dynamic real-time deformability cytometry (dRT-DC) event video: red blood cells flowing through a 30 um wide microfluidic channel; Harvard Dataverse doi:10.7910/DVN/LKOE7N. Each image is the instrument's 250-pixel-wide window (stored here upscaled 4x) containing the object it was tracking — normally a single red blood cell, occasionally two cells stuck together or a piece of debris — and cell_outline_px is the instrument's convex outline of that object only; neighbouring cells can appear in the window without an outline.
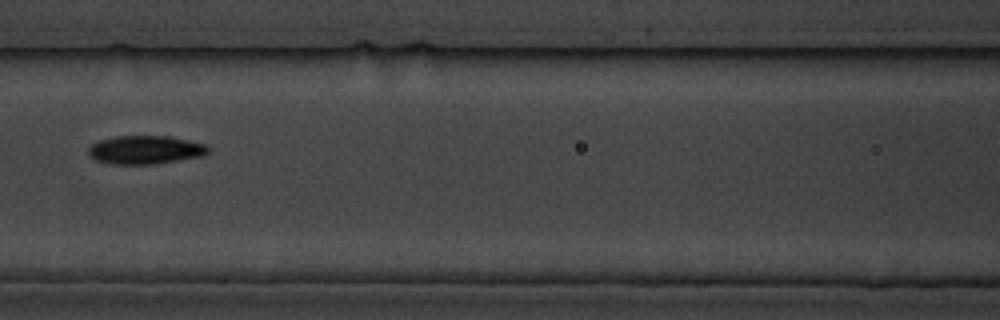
{"species": "common noctule bat (a hibernating species)", "species_latin": "Nyctalus noctula", "temperature_condition": "cold", "stored_images_in_passage": 15, "camera_frame_rate_fps": 3000, "um_per_image_px": 0.085, "animal": {"sex": "male", "body_mass_g": 19.5, "forearm_length_mm": 54.6}, "frame": {"image": 1, "passage_image": 7, "time_ms": 8.0, "image_size_px": [1000, 320], "cell_outline_px": [[208, 152], [204, 156], [152, 164], [112, 164], [96, 160], [88, 156], [88, 144], [100, 140], [116, 136], [168, 136], [204, 144], [208, 148]], "centroid_in_image_um": [12.28, 12.74], "position_along_channel_um": 154.3, "area_um2": 19.83}}
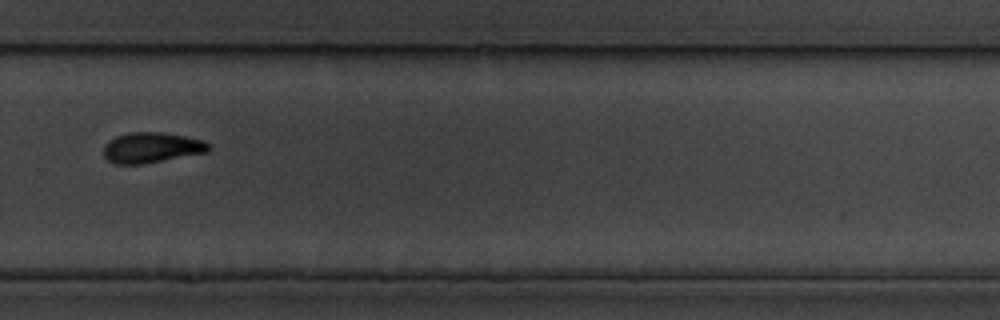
{"frame": {"image": 2, "passage_image": 11, "time_ms": 12.667, "image_size_px": [1000, 320], "cell_outline_px": [[212, 148], [208, 152], [144, 164], [116, 164], [108, 160], [104, 156], [104, 144], [108, 140], [116, 136], [128, 132], [160, 132], [184, 136], [204, 140], [212, 144]], "centroid_in_image_um": [12.91, 12.54], "position_along_channel_um": 316.9, "area_um2": 18.9}}
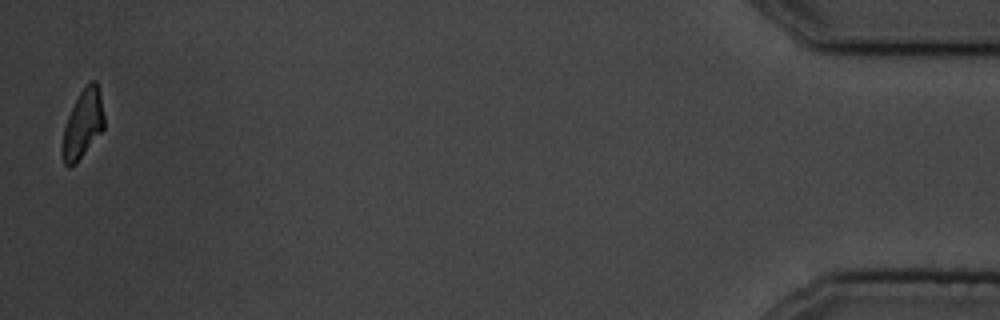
{"frame": {"image": 3, "passage_image": 15, "time_ms": 18.333, "image_size_px": [1000, 320], "cell_outline_px": [[104, 128], [76, 164], [68, 168], [64, 164], [64, 128], [68, 116], [80, 92], [88, 80], [96, 80], [100, 88], [104, 116]], "centroid_in_image_um": [7.09, 10.48], "position_along_channel_um": 428.1, "area_um2": 16.42}, "authors_computed_cell_mechanics": {"area_um2": 19.2474, "velocity_mm_per_s": 3.4962, "shape_relaxation_time_tau1_ms": 5.6089, "shape_relaxation_time_tau2_ms": null, "deformation_change_tau1": 0.114, "deformation_change_tau2": null}}